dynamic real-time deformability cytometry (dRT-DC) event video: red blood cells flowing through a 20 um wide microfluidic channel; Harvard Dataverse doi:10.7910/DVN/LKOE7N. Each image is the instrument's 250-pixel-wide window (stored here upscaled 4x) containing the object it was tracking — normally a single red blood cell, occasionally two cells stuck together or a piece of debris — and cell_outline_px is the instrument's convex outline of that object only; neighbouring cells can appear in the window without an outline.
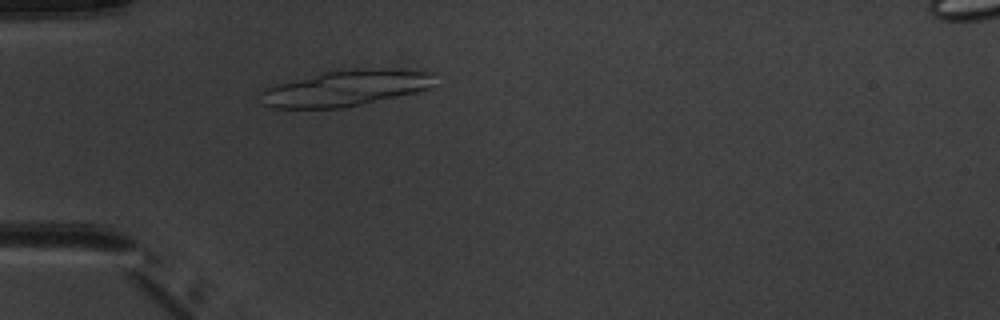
{"species": "common noctule bat (a hibernating species)", "species_latin": "Nyctalus noctula", "temperature_condition": "warm", "stored_images_in_passage": 4, "camera_frame_rate_fps": 3000, "um_per_image_px": 0.085, "animal": {"sex": "male", "body_mass_g": 20.1, "forearm_length_mm": 53.5}, "frame": {"image": 1, "passage_image": 4, "time_ms": 3.333, "image_size_px": [1000, 320], "cell_outline_px": [[432, 88], [416, 92], [344, 108], [276, 108], [264, 104], [260, 92], [264, 88], [320, 72], [340, 68], [400, 68], [432, 72]], "centroid_in_image_um": [29.41, 7.46], "position_along_channel_um": 55.6, "area_um2": 36.76}}